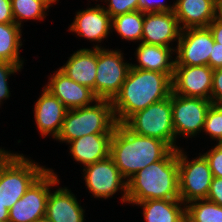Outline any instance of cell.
<instances>
[{
	"label": "cell",
	"instance_id": "6da1fadb",
	"mask_svg": "<svg viewBox=\"0 0 222 222\" xmlns=\"http://www.w3.org/2000/svg\"><path fill=\"white\" fill-rule=\"evenodd\" d=\"M172 79L165 73L130 67L120 92L112 100L116 123L123 124L131 115L168 98Z\"/></svg>",
	"mask_w": 222,
	"mask_h": 222
},
{
	"label": "cell",
	"instance_id": "7a4b0ae2",
	"mask_svg": "<svg viewBox=\"0 0 222 222\" xmlns=\"http://www.w3.org/2000/svg\"><path fill=\"white\" fill-rule=\"evenodd\" d=\"M171 150L165 142L135 134L124 124L117 123L110 141L109 156L121 175L129 180L147 165L162 160Z\"/></svg>",
	"mask_w": 222,
	"mask_h": 222
},
{
	"label": "cell",
	"instance_id": "3957f363",
	"mask_svg": "<svg viewBox=\"0 0 222 222\" xmlns=\"http://www.w3.org/2000/svg\"><path fill=\"white\" fill-rule=\"evenodd\" d=\"M153 199H180L178 149L171 150L162 160L147 165L127 180L128 204Z\"/></svg>",
	"mask_w": 222,
	"mask_h": 222
},
{
	"label": "cell",
	"instance_id": "277c9868",
	"mask_svg": "<svg viewBox=\"0 0 222 222\" xmlns=\"http://www.w3.org/2000/svg\"><path fill=\"white\" fill-rule=\"evenodd\" d=\"M116 124L112 101L98 99L95 104L67 110L55 140L68 144L90 134H113Z\"/></svg>",
	"mask_w": 222,
	"mask_h": 222
},
{
	"label": "cell",
	"instance_id": "5b68a950",
	"mask_svg": "<svg viewBox=\"0 0 222 222\" xmlns=\"http://www.w3.org/2000/svg\"><path fill=\"white\" fill-rule=\"evenodd\" d=\"M48 169L22 153L10 152L0 162V198L10 209Z\"/></svg>",
	"mask_w": 222,
	"mask_h": 222
},
{
	"label": "cell",
	"instance_id": "8992f818",
	"mask_svg": "<svg viewBox=\"0 0 222 222\" xmlns=\"http://www.w3.org/2000/svg\"><path fill=\"white\" fill-rule=\"evenodd\" d=\"M123 124L135 134L157 138L165 142L172 150L180 148L176 144L173 126L172 93L168 98L137 111Z\"/></svg>",
	"mask_w": 222,
	"mask_h": 222
},
{
	"label": "cell",
	"instance_id": "52a82bcc",
	"mask_svg": "<svg viewBox=\"0 0 222 222\" xmlns=\"http://www.w3.org/2000/svg\"><path fill=\"white\" fill-rule=\"evenodd\" d=\"M182 147L178 149L179 197L184 204L206 199L213 179L208 160L202 153L190 160Z\"/></svg>",
	"mask_w": 222,
	"mask_h": 222
},
{
	"label": "cell",
	"instance_id": "ba28073f",
	"mask_svg": "<svg viewBox=\"0 0 222 222\" xmlns=\"http://www.w3.org/2000/svg\"><path fill=\"white\" fill-rule=\"evenodd\" d=\"M60 178L48 168L9 209L8 222H35L45 217L50 190L60 185Z\"/></svg>",
	"mask_w": 222,
	"mask_h": 222
},
{
	"label": "cell",
	"instance_id": "9c48e42d",
	"mask_svg": "<svg viewBox=\"0 0 222 222\" xmlns=\"http://www.w3.org/2000/svg\"><path fill=\"white\" fill-rule=\"evenodd\" d=\"M123 55L120 49H97L95 96L98 99L112 101L120 92L131 67Z\"/></svg>",
	"mask_w": 222,
	"mask_h": 222
},
{
	"label": "cell",
	"instance_id": "30bf717a",
	"mask_svg": "<svg viewBox=\"0 0 222 222\" xmlns=\"http://www.w3.org/2000/svg\"><path fill=\"white\" fill-rule=\"evenodd\" d=\"M86 189L96 199H109L121 192L122 204L127 203V180L110 156L83 167Z\"/></svg>",
	"mask_w": 222,
	"mask_h": 222
},
{
	"label": "cell",
	"instance_id": "8fae6325",
	"mask_svg": "<svg viewBox=\"0 0 222 222\" xmlns=\"http://www.w3.org/2000/svg\"><path fill=\"white\" fill-rule=\"evenodd\" d=\"M213 103L211 100L185 97L172 92V119L176 141L197 137L202 132L207 111Z\"/></svg>",
	"mask_w": 222,
	"mask_h": 222
},
{
	"label": "cell",
	"instance_id": "7c38bea8",
	"mask_svg": "<svg viewBox=\"0 0 222 222\" xmlns=\"http://www.w3.org/2000/svg\"><path fill=\"white\" fill-rule=\"evenodd\" d=\"M214 37L209 27L181 30L175 50V65L202 66L209 63L214 45Z\"/></svg>",
	"mask_w": 222,
	"mask_h": 222
},
{
	"label": "cell",
	"instance_id": "4fadbf2b",
	"mask_svg": "<svg viewBox=\"0 0 222 222\" xmlns=\"http://www.w3.org/2000/svg\"><path fill=\"white\" fill-rule=\"evenodd\" d=\"M213 71L207 65H174L172 92L185 97L211 100Z\"/></svg>",
	"mask_w": 222,
	"mask_h": 222
},
{
	"label": "cell",
	"instance_id": "5bb4252c",
	"mask_svg": "<svg viewBox=\"0 0 222 222\" xmlns=\"http://www.w3.org/2000/svg\"><path fill=\"white\" fill-rule=\"evenodd\" d=\"M111 25L112 18L110 15L102 5L96 4L94 7L91 6L77 11L68 30L74 34L76 33L79 37L87 39V41L96 42V45L94 44L92 48L99 49L105 48L99 43L112 33Z\"/></svg>",
	"mask_w": 222,
	"mask_h": 222
},
{
	"label": "cell",
	"instance_id": "9a60e30c",
	"mask_svg": "<svg viewBox=\"0 0 222 222\" xmlns=\"http://www.w3.org/2000/svg\"><path fill=\"white\" fill-rule=\"evenodd\" d=\"M181 30L174 11L144 13L141 42L170 47L175 51V43L180 39Z\"/></svg>",
	"mask_w": 222,
	"mask_h": 222
},
{
	"label": "cell",
	"instance_id": "2e32d148",
	"mask_svg": "<svg viewBox=\"0 0 222 222\" xmlns=\"http://www.w3.org/2000/svg\"><path fill=\"white\" fill-rule=\"evenodd\" d=\"M44 88L57 97L68 110L89 106L98 100L93 90L73 81L59 68L49 76Z\"/></svg>",
	"mask_w": 222,
	"mask_h": 222
},
{
	"label": "cell",
	"instance_id": "e0dca14e",
	"mask_svg": "<svg viewBox=\"0 0 222 222\" xmlns=\"http://www.w3.org/2000/svg\"><path fill=\"white\" fill-rule=\"evenodd\" d=\"M40 94L33 110L35 125L42 137L51 136L54 140L60 133L68 109L44 87Z\"/></svg>",
	"mask_w": 222,
	"mask_h": 222
},
{
	"label": "cell",
	"instance_id": "ac0fdd59",
	"mask_svg": "<svg viewBox=\"0 0 222 222\" xmlns=\"http://www.w3.org/2000/svg\"><path fill=\"white\" fill-rule=\"evenodd\" d=\"M174 13L182 30L208 27L219 15V0H176Z\"/></svg>",
	"mask_w": 222,
	"mask_h": 222
},
{
	"label": "cell",
	"instance_id": "d6986e66",
	"mask_svg": "<svg viewBox=\"0 0 222 222\" xmlns=\"http://www.w3.org/2000/svg\"><path fill=\"white\" fill-rule=\"evenodd\" d=\"M48 195L46 217L52 222H85V209L68 187H58Z\"/></svg>",
	"mask_w": 222,
	"mask_h": 222
},
{
	"label": "cell",
	"instance_id": "ffe728a7",
	"mask_svg": "<svg viewBox=\"0 0 222 222\" xmlns=\"http://www.w3.org/2000/svg\"><path fill=\"white\" fill-rule=\"evenodd\" d=\"M97 68V49L80 48L68 57L67 62L59 67L73 81L89 87L95 94Z\"/></svg>",
	"mask_w": 222,
	"mask_h": 222
},
{
	"label": "cell",
	"instance_id": "44dd1931",
	"mask_svg": "<svg viewBox=\"0 0 222 222\" xmlns=\"http://www.w3.org/2000/svg\"><path fill=\"white\" fill-rule=\"evenodd\" d=\"M134 53L137 64L131 63V67L165 73L173 78L175 58L172 55L175 51L172 48L140 42Z\"/></svg>",
	"mask_w": 222,
	"mask_h": 222
},
{
	"label": "cell",
	"instance_id": "7402d4cb",
	"mask_svg": "<svg viewBox=\"0 0 222 222\" xmlns=\"http://www.w3.org/2000/svg\"><path fill=\"white\" fill-rule=\"evenodd\" d=\"M112 134H90L70 141L69 154L83 167L109 156Z\"/></svg>",
	"mask_w": 222,
	"mask_h": 222
},
{
	"label": "cell",
	"instance_id": "603a6c76",
	"mask_svg": "<svg viewBox=\"0 0 222 222\" xmlns=\"http://www.w3.org/2000/svg\"><path fill=\"white\" fill-rule=\"evenodd\" d=\"M135 205L142 207L143 218L146 222H186L185 204L181 199L145 200Z\"/></svg>",
	"mask_w": 222,
	"mask_h": 222
},
{
	"label": "cell",
	"instance_id": "cb8c5ba5",
	"mask_svg": "<svg viewBox=\"0 0 222 222\" xmlns=\"http://www.w3.org/2000/svg\"><path fill=\"white\" fill-rule=\"evenodd\" d=\"M15 23H0V61H6L23 68L20 57L22 29Z\"/></svg>",
	"mask_w": 222,
	"mask_h": 222
},
{
	"label": "cell",
	"instance_id": "d4e9b609",
	"mask_svg": "<svg viewBox=\"0 0 222 222\" xmlns=\"http://www.w3.org/2000/svg\"><path fill=\"white\" fill-rule=\"evenodd\" d=\"M144 13L140 10L120 14L112 18L111 30L123 39L140 43L142 41Z\"/></svg>",
	"mask_w": 222,
	"mask_h": 222
},
{
	"label": "cell",
	"instance_id": "484cf974",
	"mask_svg": "<svg viewBox=\"0 0 222 222\" xmlns=\"http://www.w3.org/2000/svg\"><path fill=\"white\" fill-rule=\"evenodd\" d=\"M186 222H222V206L208 199L185 204Z\"/></svg>",
	"mask_w": 222,
	"mask_h": 222
},
{
	"label": "cell",
	"instance_id": "4316f807",
	"mask_svg": "<svg viewBox=\"0 0 222 222\" xmlns=\"http://www.w3.org/2000/svg\"><path fill=\"white\" fill-rule=\"evenodd\" d=\"M12 14L19 27H23V21H43L50 9L39 0H11ZM49 9V10H48Z\"/></svg>",
	"mask_w": 222,
	"mask_h": 222
},
{
	"label": "cell",
	"instance_id": "83f0119b",
	"mask_svg": "<svg viewBox=\"0 0 222 222\" xmlns=\"http://www.w3.org/2000/svg\"><path fill=\"white\" fill-rule=\"evenodd\" d=\"M202 132L209 135L212 141L222 143V105L212 104L210 106Z\"/></svg>",
	"mask_w": 222,
	"mask_h": 222
},
{
	"label": "cell",
	"instance_id": "f1b7e54d",
	"mask_svg": "<svg viewBox=\"0 0 222 222\" xmlns=\"http://www.w3.org/2000/svg\"><path fill=\"white\" fill-rule=\"evenodd\" d=\"M22 67L6 61H0V107L4 100L9 99L11 92L8 80L11 75L21 72Z\"/></svg>",
	"mask_w": 222,
	"mask_h": 222
},
{
	"label": "cell",
	"instance_id": "f546056e",
	"mask_svg": "<svg viewBox=\"0 0 222 222\" xmlns=\"http://www.w3.org/2000/svg\"><path fill=\"white\" fill-rule=\"evenodd\" d=\"M100 2L107 4L106 7L103 5V8L111 18L140 10V0H101Z\"/></svg>",
	"mask_w": 222,
	"mask_h": 222
},
{
	"label": "cell",
	"instance_id": "4dcf8cb0",
	"mask_svg": "<svg viewBox=\"0 0 222 222\" xmlns=\"http://www.w3.org/2000/svg\"><path fill=\"white\" fill-rule=\"evenodd\" d=\"M203 155L208 160L213 177L222 178V143H217Z\"/></svg>",
	"mask_w": 222,
	"mask_h": 222
},
{
	"label": "cell",
	"instance_id": "1f68e13d",
	"mask_svg": "<svg viewBox=\"0 0 222 222\" xmlns=\"http://www.w3.org/2000/svg\"><path fill=\"white\" fill-rule=\"evenodd\" d=\"M165 0H140V11L148 12H172L174 11V1L172 5L166 4Z\"/></svg>",
	"mask_w": 222,
	"mask_h": 222
},
{
	"label": "cell",
	"instance_id": "d6a6232c",
	"mask_svg": "<svg viewBox=\"0 0 222 222\" xmlns=\"http://www.w3.org/2000/svg\"><path fill=\"white\" fill-rule=\"evenodd\" d=\"M211 102L222 105V68L213 71Z\"/></svg>",
	"mask_w": 222,
	"mask_h": 222
},
{
	"label": "cell",
	"instance_id": "836d02e7",
	"mask_svg": "<svg viewBox=\"0 0 222 222\" xmlns=\"http://www.w3.org/2000/svg\"><path fill=\"white\" fill-rule=\"evenodd\" d=\"M206 199L222 206V178L213 177Z\"/></svg>",
	"mask_w": 222,
	"mask_h": 222
},
{
	"label": "cell",
	"instance_id": "e575fe53",
	"mask_svg": "<svg viewBox=\"0 0 222 222\" xmlns=\"http://www.w3.org/2000/svg\"><path fill=\"white\" fill-rule=\"evenodd\" d=\"M208 66L213 70L222 68V44L214 42Z\"/></svg>",
	"mask_w": 222,
	"mask_h": 222
},
{
	"label": "cell",
	"instance_id": "d590c367",
	"mask_svg": "<svg viewBox=\"0 0 222 222\" xmlns=\"http://www.w3.org/2000/svg\"><path fill=\"white\" fill-rule=\"evenodd\" d=\"M0 23H15L11 0H0Z\"/></svg>",
	"mask_w": 222,
	"mask_h": 222
},
{
	"label": "cell",
	"instance_id": "8d00e7d4",
	"mask_svg": "<svg viewBox=\"0 0 222 222\" xmlns=\"http://www.w3.org/2000/svg\"><path fill=\"white\" fill-rule=\"evenodd\" d=\"M214 41L222 44V17L218 15L209 25Z\"/></svg>",
	"mask_w": 222,
	"mask_h": 222
},
{
	"label": "cell",
	"instance_id": "74e56055",
	"mask_svg": "<svg viewBox=\"0 0 222 222\" xmlns=\"http://www.w3.org/2000/svg\"><path fill=\"white\" fill-rule=\"evenodd\" d=\"M9 209L5 207L0 198V221L8 222Z\"/></svg>",
	"mask_w": 222,
	"mask_h": 222
},
{
	"label": "cell",
	"instance_id": "f35d334b",
	"mask_svg": "<svg viewBox=\"0 0 222 222\" xmlns=\"http://www.w3.org/2000/svg\"><path fill=\"white\" fill-rule=\"evenodd\" d=\"M3 147L0 148V162L11 152L10 150H5Z\"/></svg>",
	"mask_w": 222,
	"mask_h": 222
},
{
	"label": "cell",
	"instance_id": "ab89813d",
	"mask_svg": "<svg viewBox=\"0 0 222 222\" xmlns=\"http://www.w3.org/2000/svg\"><path fill=\"white\" fill-rule=\"evenodd\" d=\"M39 1H42L48 8H51L53 6L52 4L59 2V0H39Z\"/></svg>",
	"mask_w": 222,
	"mask_h": 222
},
{
	"label": "cell",
	"instance_id": "60d3db41",
	"mask_svg": "<svg viewBox=\"0 0 222 222\" xmlns=\"http://www.w3.org/2000/svg\"><path fill=\"white\" fill-rule=\"evenodd\" d=\"M35 222H52V221L45 216V217H42V218L36 220Z\"/></svg>",
	"mask_w": 222,
	"mask_h": 222
},
{
	"label": "cell",
	"instance_id": "b9f144b4",
	"mask_svg": "<svg viewBox=\"0 0 222 222\" xmlns=\"http://www.w3.org/2000/svg\"><path fill=\"white\" fill-rule=\"evenodd\" d=\"M219 15L222 17V0H219Z\"/></svg>",
	"mask_w": 222,
	"mask_h": 222
}]
</instances>
